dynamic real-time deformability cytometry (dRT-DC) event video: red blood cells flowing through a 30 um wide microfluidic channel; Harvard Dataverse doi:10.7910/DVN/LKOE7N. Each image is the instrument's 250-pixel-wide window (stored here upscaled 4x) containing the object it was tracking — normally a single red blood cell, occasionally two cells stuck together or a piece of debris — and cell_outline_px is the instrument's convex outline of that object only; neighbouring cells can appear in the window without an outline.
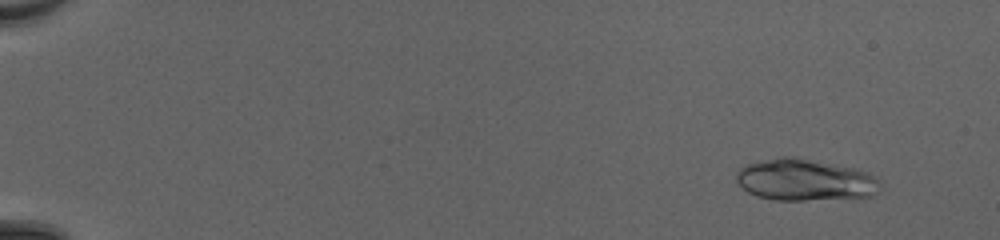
{"species": "common noctule bat (a hibernating species)", "species_latin": "Nyctalus noctula", "temperature_condition": "cold", "stored_images_in_passage": 51, "segment_of_instrument_passage": [1, 2], "camera_frame_rate_fps": 3000, "um_per_image_px": 0.085, "animal": {"sex": "female", "body_mass_g": 20.0, "forearm_length_mm": 54.0}, "frame": {"image": 1, "passage_image": 5, "time_ms": 1.333, "image_size_px": [1000, 240], "cell_outline_px": [[880, 184], [876, 192], [872, 196], [804, 200], [776, 200], [756, 196], [748, 192], [736, 180], [736, 172], [740, 168], [748, 164], [776, 156], [792, 156], [852, 168], [868, 172], [876, 176]], "centroid_in_image_um": [68.39, 15.29], "position_along_channel_um": 16.6, "area_um2": 34.68}}
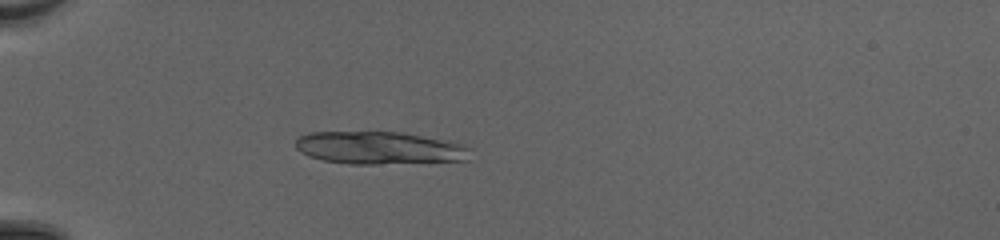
{"frame": {"image": 2, "passage_image": 17, "time_ms": 5.333, "image_size_px": [1000, 240], "cell_outline_px": [[468, 160], [376, 164], [348, 164], [324, 160], [308, 156], [300, 152], [296, 148], [296, 140], [300, 136], [308, 132], [400, 132], [464, 144], [468, 148]], "centroid_in_image_um": [32.19, 12.57], "position_along_channel_um": 52.8, "area_um2": 32.95}}